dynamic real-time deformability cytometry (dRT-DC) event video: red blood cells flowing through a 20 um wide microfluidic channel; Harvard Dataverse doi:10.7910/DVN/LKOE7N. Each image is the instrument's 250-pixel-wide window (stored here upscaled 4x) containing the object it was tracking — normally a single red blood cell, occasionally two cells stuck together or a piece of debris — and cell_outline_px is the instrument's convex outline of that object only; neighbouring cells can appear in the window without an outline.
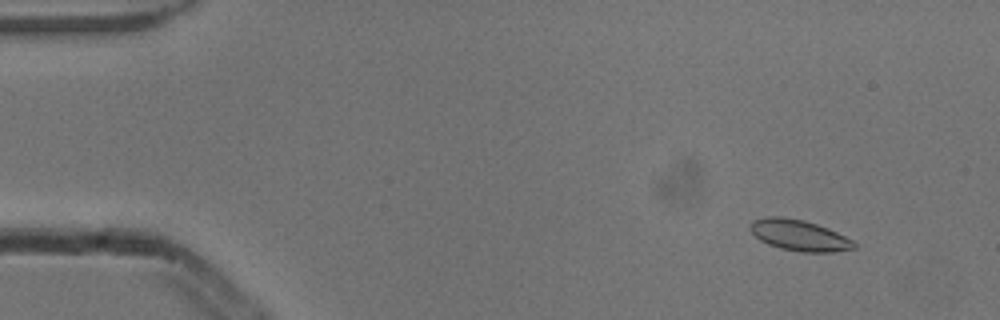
{"species": "common noctule bat (a hibernating species)", "species_latin": "Nyctalus noctula", "temperature_condition": "cold", "stored_images_in_passage": 6, "camera_frame_rate_fps": 3000, "um_per_image_px": 0.085, "animal": {"sex": "male", "body_mass_g": 13.3}, "frame": {"image": 1, "passage_image": 2, "time_ms": 0.333, "image_size_px": [1000, 320], "cell_outline_px": [[856, 248], [836, 252], [800, 252], [780, 248], [768, 244], [760, 240], [748, 228], [752, 220], [768, 216], [780, 216], [804, 220], [828, 228], [852, 240], [856, 244]], "centroid_in_image_um": [67.92, 20.0], "position_along_channel_um": 17.1, "area_um2": 18.79}}
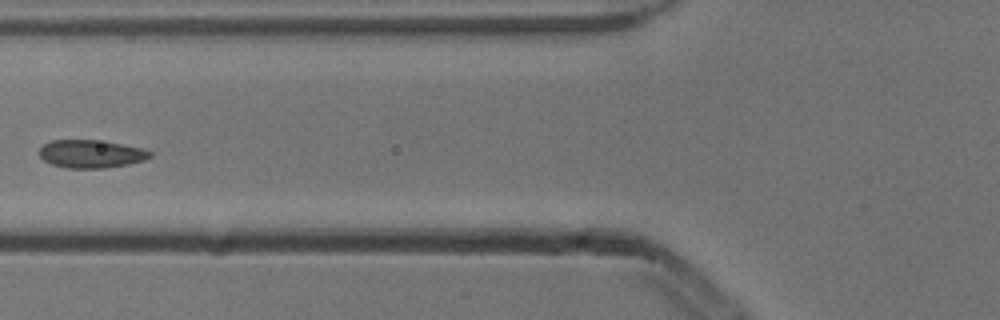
{"frame": {"image": 2, "passage_image": 6, "time_ms": 1.667, "image_size_px": [1000, 320], "cell_outline_px": [[152, 156], [144, 160], [128, 164], [104, 168], [64, 168], [52, 164], [44, 160], [40, 156], [40, 148], [44, 144], [52, 140], [96, 140], [124, 144], [140, 148], [152, 152]], "centroid_in_image_um": [7.74, 13.08], "position_along_channel_um": 118.1, "area_um2": 17.98}}